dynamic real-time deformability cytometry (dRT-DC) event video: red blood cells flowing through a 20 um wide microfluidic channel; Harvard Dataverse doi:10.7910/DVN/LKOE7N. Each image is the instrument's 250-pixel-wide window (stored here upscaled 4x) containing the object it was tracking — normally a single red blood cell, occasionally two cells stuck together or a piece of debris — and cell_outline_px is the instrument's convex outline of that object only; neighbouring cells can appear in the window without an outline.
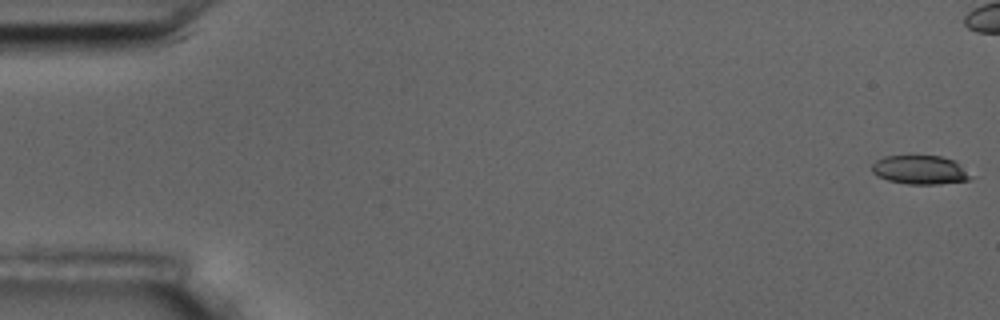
{"species": "common noctule bat (a hibernating species)", "species_latin": "Nyctalus noctula", "temperature_condition": "room temperature", "stored_images_in_passage": 7, "camera_frame_rate_fps": 3000, "um_per_image_px": 0.085, "animal": {"sex": "male", "body_mass_g": 17.5, "forearm_length_mm": 52.3}, "frame": {"image": 1, "passage_image": 1, "time_ms": 0.0, "image_size_px": [1000, 320], "cell_outline_px": [[976, 176], [972, 180], [940, 184], [908, 184], [888, 180], [876, 176], [872, 172], [872, 164], [876, 160], [884, 156], [940, 156], [952, 160]], "centroid_in_image_um": [78.24, 14.45], "position_along_channel_um": 6.8, "area_um2": 16.76}}